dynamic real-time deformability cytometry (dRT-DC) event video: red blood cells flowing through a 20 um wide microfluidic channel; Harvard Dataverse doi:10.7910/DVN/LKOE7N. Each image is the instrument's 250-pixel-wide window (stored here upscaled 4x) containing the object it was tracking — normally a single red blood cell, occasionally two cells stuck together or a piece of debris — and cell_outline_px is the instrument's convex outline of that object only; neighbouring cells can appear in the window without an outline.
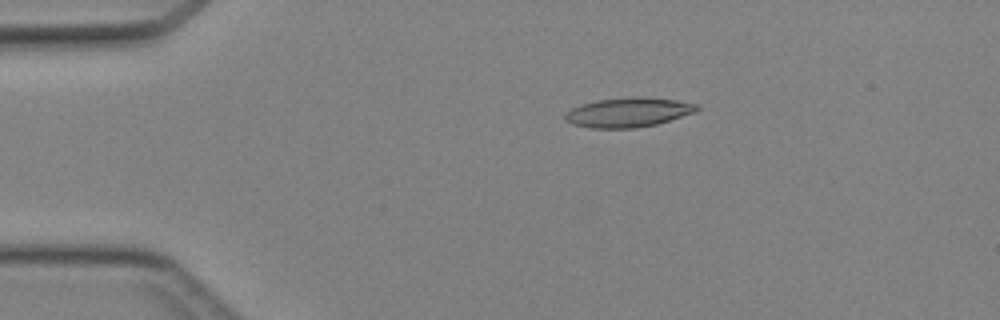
{"species": "Egyptian fruit bat (a non-hibernating species)", "species_latin": "Rousettus aegyptiacus", "temperature_condition": "cold", "stored_images_in_passage": 46, "camera_frame_rate_fps": 3000, "um_per_image_px": 0.085, "animal": {"sex": "female"}, "frame": {"image": 1, "passage_image": 9, "time_ms": 2.667, "image_size_px": [1000, 320], "cell_outline_px": [[700, 108], [696, 112], [656, 124], [636, 128], [588, 128], [572, 124], [564, 120], [564, 116], [572, 108], [580, 104], [596, 100], [636, 96], [640, 96], [676, 100], [696, 104]], "centroid_in_image_um": [53.38, 9.55], "position_along_channel_um": 31.6, "area_um2": 22.72}}
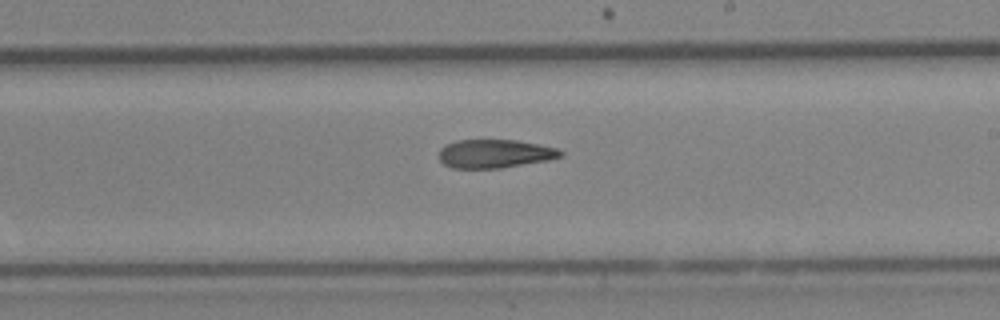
{"frame": {"image": 2, "passage_image": 27, "time_ms": 8.667, "image_size_px": [1000, 320], "cell_outline_px": [[564, 152], [560, 156], [548, 160], [500, 168], [452, 168], [444, 164], [440, 160], [440, 148], [456, 140], [516, 140], [556, 148]], "centroid_in_image_um": [42.03, 13.06], "position_along_channel_um": 247.0, "area_um2": 19.94}}
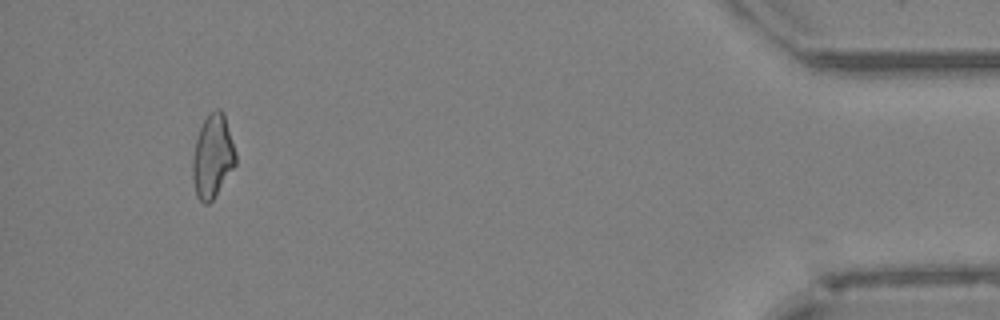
{"frame": {"image": 3, "passage_image": 43, "time_ms": 14.0, "image_size_px": [1000, 320], "cell_outline_px": [[236, 164], [212, 200], [208, 204], [204, 204], [196, 196], [192, 176], [192, 156], [196, 140], [200, 128], [208, 112], [216, 108], [220, 108], [224, 112], [236, 156]], "centroid_in_image_um": [18.05, 13.27], "position_along_channel_um": 417.1, "area_um2": 20.87}}